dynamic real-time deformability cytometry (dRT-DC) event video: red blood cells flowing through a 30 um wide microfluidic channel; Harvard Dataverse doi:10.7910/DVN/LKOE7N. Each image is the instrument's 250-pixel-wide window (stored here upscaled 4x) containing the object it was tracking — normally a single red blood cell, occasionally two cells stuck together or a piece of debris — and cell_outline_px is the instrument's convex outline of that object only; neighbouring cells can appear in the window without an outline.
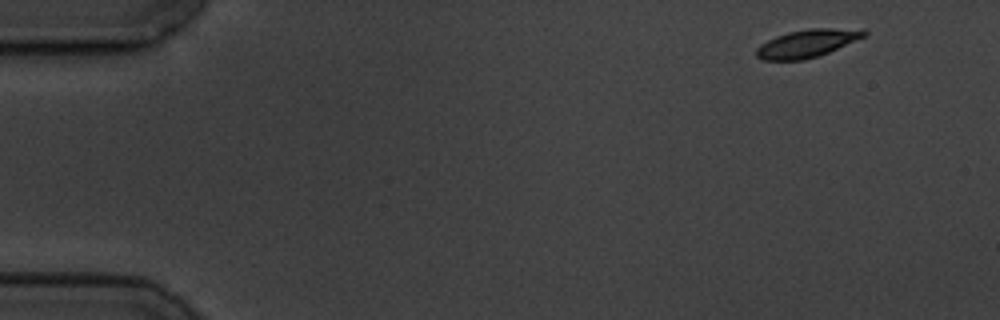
{"species": "common noctule bat (a hibernating species)", "species_latin": "Nyctalus noctula", "temperature_condition": "cold", "stored_images_in_passage": 9, "camera_frame_rate_fps": 3000, "um_per_image_px": 0.085, "animal": {"sex": "male", "body_mass_g": 19.5, "forearm_length_mm": 54.6}, "frame": {"image": 1, "passage_image": 1, "time_ms": 0.0, "image_size_px": [1000, 320], "cell_outline_px": [[868, 36], [828, 52], [804, 60], [764, 60], [756, 56], [756, 48], [760, 44], [776, 36], [788, 32], [808, 28], [864, 28], [868, 32]], "centroid_in_image_um": [68.67, 3.66], "position_along_channel_um": 16.3, "area_um2": 17.69}}
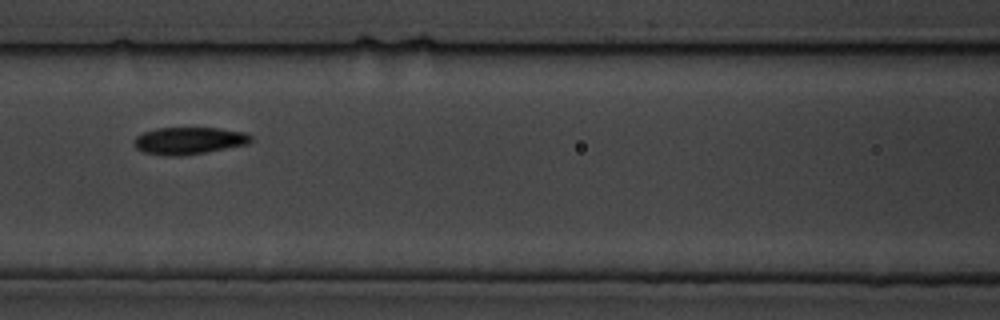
{"frame": {"image": 2, "passage_image": 7, "time_ms": 7.0, "image_size_px": [1000, 320], "cell_outline_px": [[252, 140], [248, 144], [204, 152], [180, 156], [168, 156], [144, 152], [136, 148], [136, 136], [144, 132], [156, 128], [220, 128], [244, 132], [252, 136]], "centroid_in_image_um": [16.08, 11.95], "position_along_channel_um": 150.5, "area_um2": 18.26}}
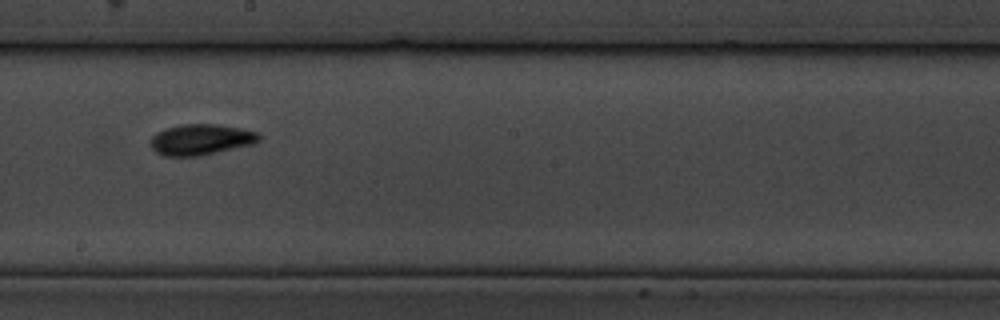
{"frame": {"image": 3, "passage_image": 9, "time_ms": 9.333, "image_size_px": [1000, 320], "cell_outline_px": [[260, 140], [252, 144], [200, 156], [164, 156], [156, 152], [152, 148], [152, 136], [156, 132], [164, 128], [180, 124], [216, 124], [240, 128], [260, 132]], "centroid_in_image_um": [17.08, 11.85], "position_along_channel_um": 231.1, "area_um2": 19.54}}